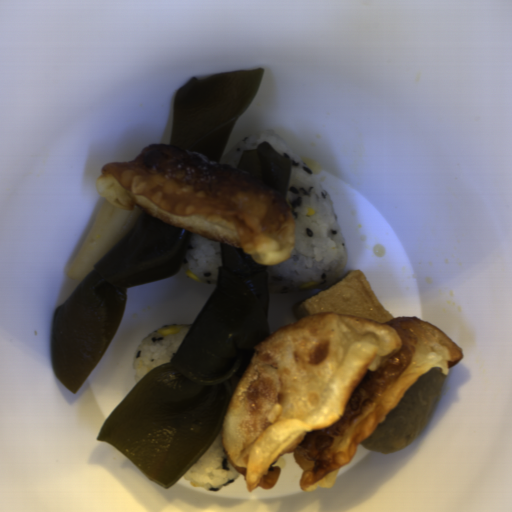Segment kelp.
<instances>
[{
	"mask_svg": "<svg viewBox=\"0 0 512 512\" xmlns=\"http://www.w3.org/2000/svg\"><path fill=\"white\" fill-rule=\"evenodd\" d=\"M219 244L217 285L188 334L169 363L135 381L96 438L164 488L213 445L255 346L271 335L267 265L241 247Z\"/></svg>",
	"mask_w": 512,
	"mask_h": 512,
	"instance_id": "1",
	"label": "kelp"
},
{
	"mask_svg": "<svg viewBox=\"0 0 512 512\" xmlns=\"http://www.w3.org/2000/svg\"><path fill=\"white\" fill-rule=\"evenodd\" d=\"M192 232L143 211L135 226L56 307L50 362L75 396L108 348L122 319L128 288L172 277L186 265Z\"/></svg>",
	"mask_w": 512,
	"mask_h": 512,
	"instance_id": "2",
	"label": "kelp"
},
{
	"mask_svg": "<svg viewBox=\"0 0 512 512\" xmlns=\"http://www.w3.org/2000/svg\"><path fill=\"white\" fill-rule=\"evenodd\" d=\"M264 69L226 70L192 77L175 93L168 145L223 163L232 129L256 96Z\"/></svg>",
	"mask_w": 512,
	"mask_h": 512,
	"instance_id": "3",
	"label": "kelp"
},
{
	"mask_svg": "<svg viewBox=\"0 0 512 512\" xmlns=\"http://www.w3.org/2000/svg\"><path fill=\"white\" fill-rule=\"evenodd\" d=\"M291 168V160L265 141L255 149L245 150L237 164V169L266 183L285 200Z\"/></svg>",
	"mask_w": 512,
	"mask_h": 512,
	"instance_id": "4",
	"label": "kelp"
}]
</instances>
